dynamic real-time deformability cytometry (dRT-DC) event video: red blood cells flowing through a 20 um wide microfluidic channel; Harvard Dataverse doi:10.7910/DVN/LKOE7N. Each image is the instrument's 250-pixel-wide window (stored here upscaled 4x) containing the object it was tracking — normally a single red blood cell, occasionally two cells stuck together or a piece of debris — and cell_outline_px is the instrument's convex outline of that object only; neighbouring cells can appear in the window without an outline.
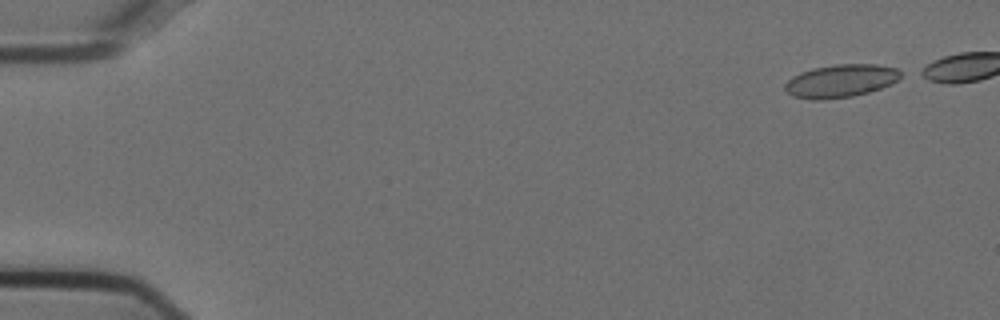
{"species": "Egyptian fruit bat (a non-hibernating species)", "species_latin": "Rousettus aegyptiacus", "temperature_condition": "cold", "stored_images_in_passage": 45, "camera_frame_rate_fps": 3000, "um_per_image_px": 0.085, "animal": {"sex": "female"}, "frame": {"image": 1, "passage_image": 1, "time_ms": 0.0, "image_size_px": [1000, 320], "cell_outline_px": [[904, 72], [892, 84], [868, 92], [852, 96], [824, 100], [808, 100], [792, 96], [784, 88], [784, 84], [792, 76], [800, 72], [812, 68], [836, 64], [876, 64], [896, 68]], "centroid_in_image_um": [71.44, 6.88], "position_along_channel_um": 13.6, "area_um2": 22.43}}
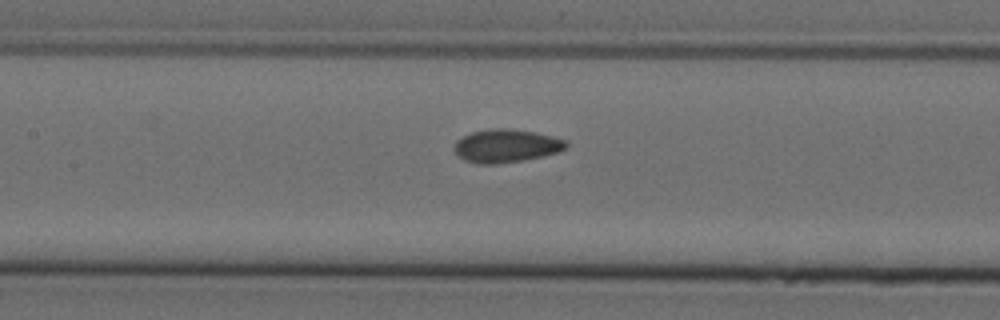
{"frame": {"image": 2, "passage_image": 23, "time_ms": 7.333, "image_size_px": [1000, 320], "cell_outline_px": [[568, 148], [556, 152], [524, 160], [496, 164], [480, 164], [464, 160], [452, 148], [456, 140], [472, 132], [488, 128], [508, 128], [536, 132], [568, 140]], "centroid_in_image_um": [43.03, 12.38], "position_along_channel_um": 164.4, "area_um2": 21.73}}
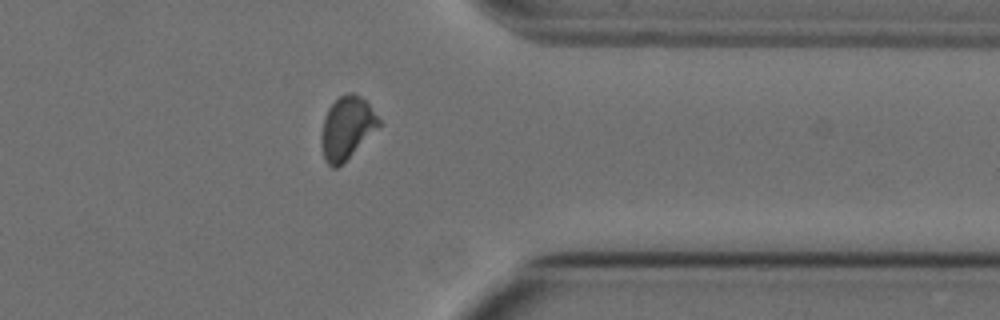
{"frame": {"image": 3, "passage_image": 41, "time_ms": 13.333, "image_size_px": [1000, 320], "cell_outline_px": [[380, 124], [344, 164], [336, 168], [332, 168], [324, 160], [320, 144], [320, 136], [324, 116], [328, 108], [340, 96], [348, 92], [352, 92], [360, 96], [368, 104], [380, 120]], "centroid_in_image_um": [29.43, 10.91], "position_along_channel_um": 382.0, "area_um2": 21.04}}